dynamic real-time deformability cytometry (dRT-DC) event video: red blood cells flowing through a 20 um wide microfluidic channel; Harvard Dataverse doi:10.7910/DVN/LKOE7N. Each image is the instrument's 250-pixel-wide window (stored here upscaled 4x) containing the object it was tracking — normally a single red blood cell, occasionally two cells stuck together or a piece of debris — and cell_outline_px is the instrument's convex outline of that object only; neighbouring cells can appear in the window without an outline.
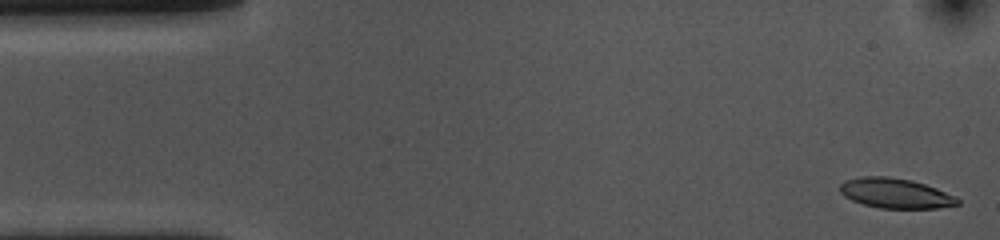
{"species": "common noctule bat (a hibernating species)", "species_latin": "Nyctalus noctula", "temperature_condition": "cold", "stored_images_in_passage": 54, "camera_frame_rate_fps": 3000, "um_per_image_px": 0.085, "animal": {"sex": "female", "body_mass_g": 10.0, "forearm_length_mm": 53.1}, "frame": {"image": 1, "passage_image": 1, "time_ms": 0.0, "image_size_px": [1000, 240], "cell_outline_px": [[960, 204], [936, 208], [880, 208], [864, 204], [852, 200], [844, 196], [840, 192], [840, 184], [844, 180], [860, 176], [888, 176], [912, 180], [936, 188], [956, 196], [960, 200]], "centroid_in_image_um": [76.1, 16.42], "position_along_channel_um": 8.9, "area_um2": 20.58}}
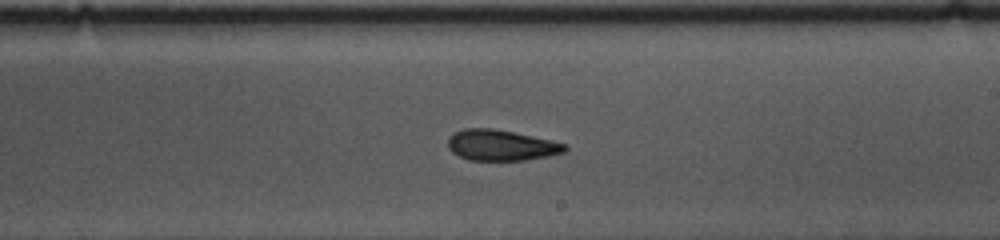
{"frame": {"image": 2, "passage_image": 30, "time_ms": 9.667, "image_size_px": [1000, 240], "cell_outline_px": [[568, 148], [564, 152], [548, 156], [524, 160], [468, 160], [452, 152], [448, 148], [448, 136], [464, 128], [492, 128], [552, 140], [568, 144]], "centroid_in_image_um": [42.6, 12.34], "position_along_channel_um": 246.4, "area_um2": 20.98}}
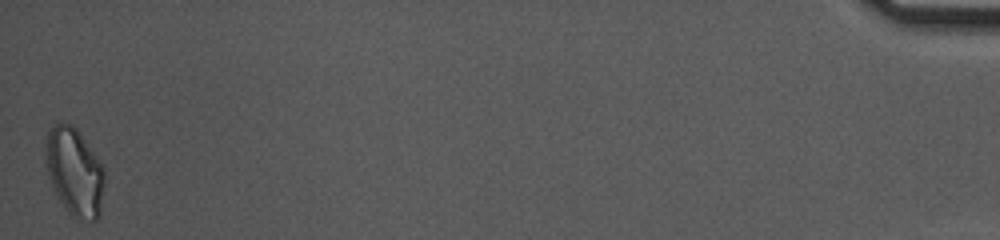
{"frame": {"image": 3, "passage_image": 54, "time_ms": 17.667, "image_size_px": [1000, 240], "cell_outline_px": [[104, 184], [100, 216], [96, 220], [92, 220], [72, 216], [68, 212], [60, 200], [52, 184], [48, 172], [44, 152], [44, 148], [48, 132], [56, 124], [72, 124], [76, 128], [104, 168]], "centroid_in_image_um": [6.34, 14.61], "position_along_channel_um": 428.9, "area_um2": 29.59}, "authors_computed_cell_mechanics": {"area_um2": 21.4149, "velocity_mm_per_s": 3.5453, "shape_relaxation_time_tau1_ms": 8.8056, "shape_relaxation_time_tau2_ms": 2.6808, "deformation_change_tau1": 0.1899, "deformation_change_tau2": 0.0981}}